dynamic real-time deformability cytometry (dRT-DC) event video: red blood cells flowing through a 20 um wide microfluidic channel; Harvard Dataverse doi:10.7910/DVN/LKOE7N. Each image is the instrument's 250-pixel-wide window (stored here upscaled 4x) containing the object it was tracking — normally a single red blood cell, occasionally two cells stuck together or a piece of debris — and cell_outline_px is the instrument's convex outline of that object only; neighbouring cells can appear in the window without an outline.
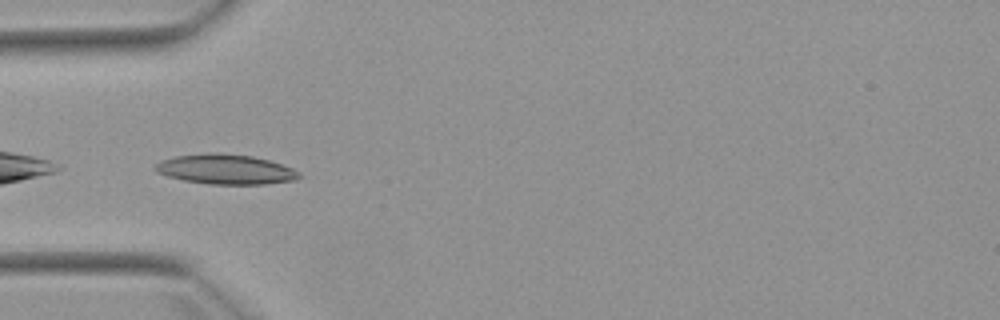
{"species": "Egyptian fruit bat (a non-hibernating species)", "species_latin": "Rousettus aegyptiacus", "temperature_condition": "warm", "stored_images_in_passage": 6, "camera_frame_rate_fps": 3000, "um_per_image_px": 0.085, "animal": {"sex": "female"}, "frame": {"image": 1, "passage_image": 3, "time_ms": 3.333, "image_size_px": [1000, 320], "cell_outline_px": [[300, 176], [296, 180], [264, 184], [208, 184], [184, 180], [168, 176], [156, 172], [152, 168], [160, 160], [176, 156], [208, 152], [216, 152], [252, 156], [268, 160], [292, 168]], "centroid_in_image_um": [19.12, 14.38], "position_along_channel_um": 65.9, "area_um2": 24.97}}
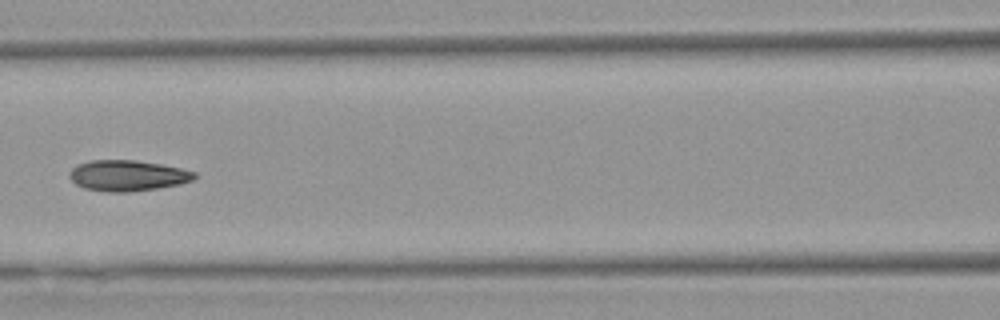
{"frame": {"image": 2, "passage_image": 5, "time_ms": 5.667, "image_size_px": [1000, 320], "cell_outline_px": [[196, 176], [192, 180], [180, 184], [156, 188], [128, 192], [108, 192], [84, 188], [76, 184], [68, 176], [68, 172], [76, 164], [92, 160], [136, 160], [160, 164], [180, 168], [196, 172]], "centroid_in_image_um": [10.8, 14.92], "position_along_channel_um": 155.8, "area_um2": 22.43}}
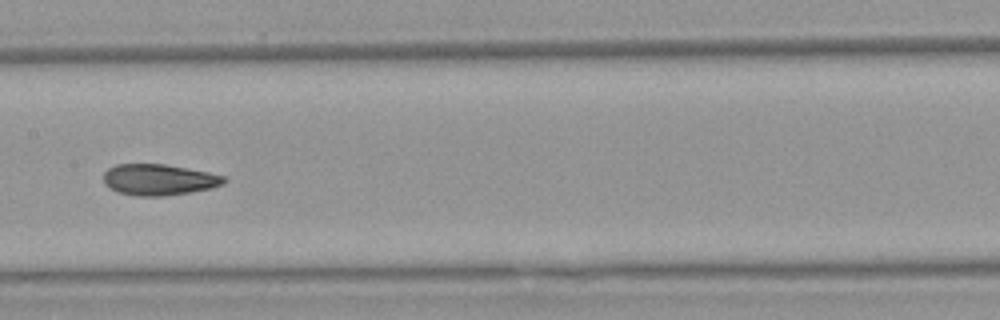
{"frame": {"image": 3, "passage_image": 6, "time_ms": 6.667, "image_size_px": [1000, 320], "cell_outline_px": [[228, 180], [224, 184], [212, 188], [164, 196], [136, 196], [116, 192], [104, 180], [104, 172], [108, 168], [116, 164], [164, 164], [208, 172], [224, 176]], "centroid_in_image_um": [13.52, 15.27], "position_along_channel_um": 193.9, "area_um2": 21.73}}